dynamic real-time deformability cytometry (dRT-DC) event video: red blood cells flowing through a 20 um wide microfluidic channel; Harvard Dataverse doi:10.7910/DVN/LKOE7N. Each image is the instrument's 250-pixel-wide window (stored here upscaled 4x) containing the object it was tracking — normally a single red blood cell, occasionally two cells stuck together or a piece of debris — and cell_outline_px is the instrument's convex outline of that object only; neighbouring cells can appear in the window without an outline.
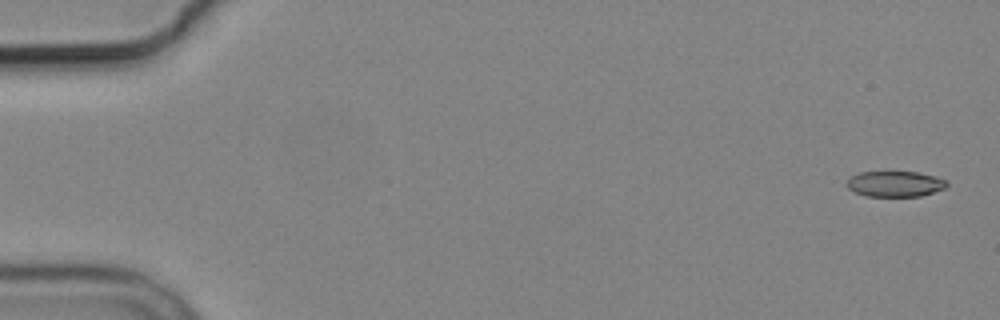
{"species": "common noctule bat (a hibernating species)", "species_latin": "Nyctalus noctula", "temperature_condition": "cold", "stored_images_in_passage": 5, "camera_frame_rate_fps": 3000, "um_per_image_px": 0.085, "animal": {"sex": "male", "body_mass_g": 19.2, "forearm_length_mm": 51.8}, "frame": {"image": 1, "passage_image": 1, "time_ms": 0.0, "image_size_px": [1000, 320], "cell_outline_px": [[948, 184], [944, 188], [920, 196], [868, 196], [856, 192], [848, 188], [848, 180], [852, 176], [860, 172], [916, 172], [936, 176], [948, 180]], "centroid_in_image_um": [76.12, 15.62], "position_along_channel_um": 8.9, "area_um2": 14.74}}
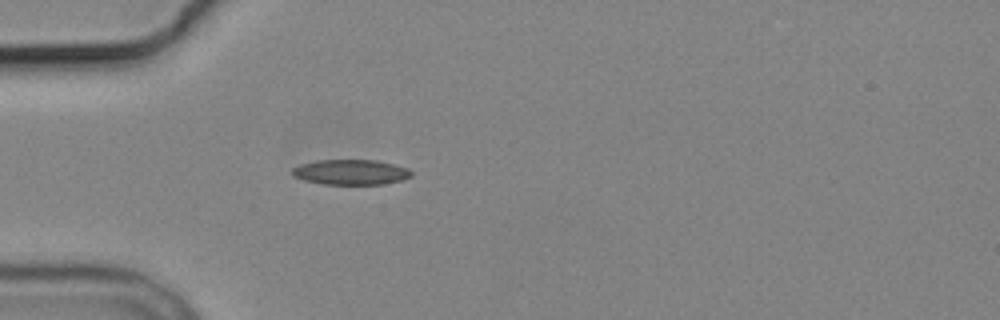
{"frame": {"image": 2, "passage_image": 5, "time_ms": 5.0, "image_size_px": [1000, 320], "cell_outline_px": [[412, 176], [400, 180], [384, 184], [324, 184], [304, 180], [292, 176], [292, 168], [300, 164], [316, 160], [376, 160], [408, 168], [412, 172]], "centroid_in_image_um": [29.79, 14.63], "position_along_channel_um": 55.2, "area_um2": 17.46}}